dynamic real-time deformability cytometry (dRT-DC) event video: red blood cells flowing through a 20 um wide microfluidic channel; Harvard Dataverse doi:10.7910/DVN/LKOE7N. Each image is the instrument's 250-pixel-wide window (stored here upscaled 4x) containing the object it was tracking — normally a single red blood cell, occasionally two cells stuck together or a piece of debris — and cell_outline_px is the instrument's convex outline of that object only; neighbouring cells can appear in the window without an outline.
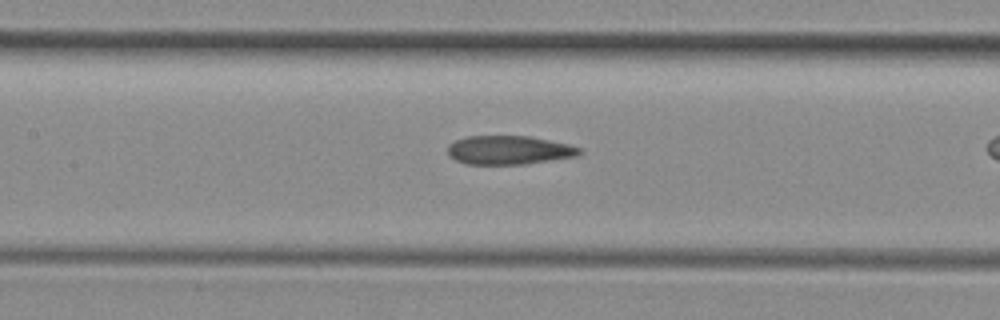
{"species": "common noctule bat (a hibernating species)", "species_latin": "Nyctalus noctula", "temperature_condition": "room temperature", "stored_images_in_passage": 24, "camera_frame_rate_fps": 3000, "um_per_image_px": 0.085, "animal": {"sex": "female", "body_mass_g": 29.2, "forearm_length_mm": 56.3}, "frame": {"image": 1, "passage_image": 8, "time_ms": 2.333, "image_size_px": [1000, 320], "cell_outline_px": [[584, 152], [576, 156], [524, 164], [468, 164], [456, 160], [448, 152], [448, 144], [456, 140], [468, 136], [532, 136], [568, 144], [580, 148]], "centroid_in_image_um": [43.28, 12.75], "position_along_channel_um": 164.1, "area_um2": 21.96}}
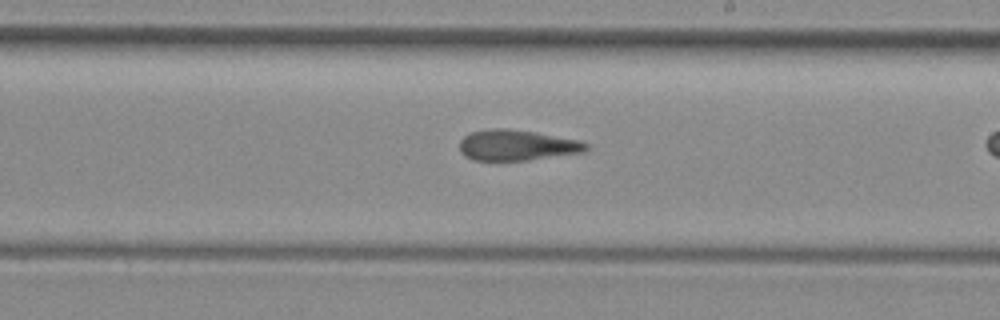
{"frame": {"image": 2, "passage_image": 14, "time_ms": 4.333, "image_size_px": [1000, 320], "cell_outline_px": [[588, 148], [584, 152], [528, 160], [472, 160], [464, 156], [460, 152], [460, 140], [464, 136], [472, 132], [492, 128], [504, 128], [536, 132], [580, 140], [588, 144]], "centroid_in_image_um": [43.93, 12.34], "position_along_channel_um": 245.1, "area_um2": 22.66}}
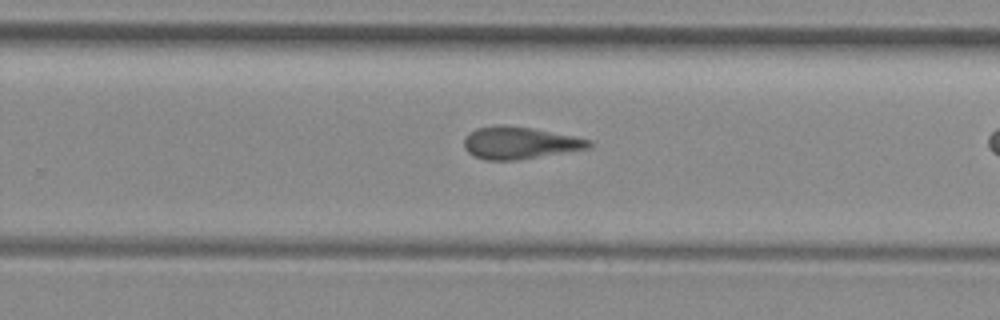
{"frame": {"image": 3, "passage_image": 17, "time_ms": 5.333, "image_size_px": [1000, 320], "cell_outline_px": [[592, 144], [588, 148], [516, 160], [484, 160], [468, 152], [464, 148], [464, 140], [468, 132], [476, 128], [500, 124], [504, 124], [532, 128], [592, 140]], "centroid_in_image_um": [44.12, 12.13], "position_along_channel_um": 285.7, "area_um2": 23.24}}